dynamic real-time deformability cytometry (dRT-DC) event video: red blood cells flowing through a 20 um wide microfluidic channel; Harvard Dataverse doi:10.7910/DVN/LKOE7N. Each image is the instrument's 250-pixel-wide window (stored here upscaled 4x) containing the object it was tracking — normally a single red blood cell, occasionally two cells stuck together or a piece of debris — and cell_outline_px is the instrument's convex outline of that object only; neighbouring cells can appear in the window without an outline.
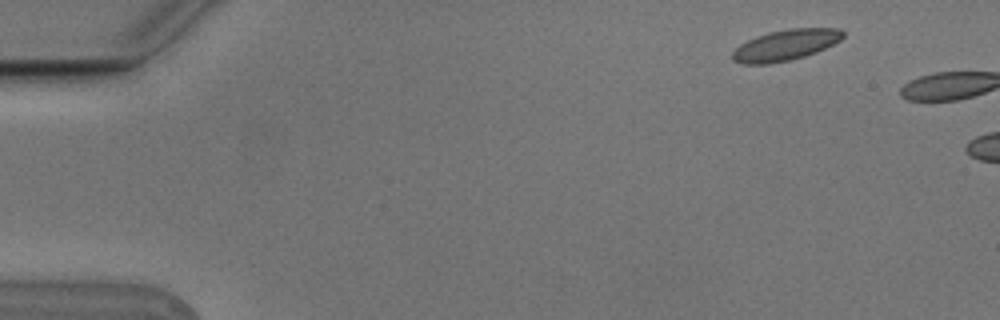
{"species": "Egyptian fruit bat (a non-hibernating species)", "species_latin": "Rousettus aegyptiacus", "temperature_condition": "cold", "stored_images_in_passage": 5, "segment_of_instrument_passage": [2, 2], "camera_frame_rate_fps": 3000, "um_per_image_px": 0.085, "animal": {"sex": "male"}, "frame": {"image": 1, "passage_image": 5, "time_ms": 1.333, "image_size_px": [1000, 320], "cell_outline_px": [[844, 36], [840, 40], [816, 52], [792, 60], [768, 64], [744, 64], [732, 60], [732, 52], [740, 44], [756, 36], [768, 32], [792, 28], [840, 28], [844, 32]], "centroid_in_image_um": [66.76, 3.83], "position_along_channel_um": 18.2, "area_um2": 19.88}}